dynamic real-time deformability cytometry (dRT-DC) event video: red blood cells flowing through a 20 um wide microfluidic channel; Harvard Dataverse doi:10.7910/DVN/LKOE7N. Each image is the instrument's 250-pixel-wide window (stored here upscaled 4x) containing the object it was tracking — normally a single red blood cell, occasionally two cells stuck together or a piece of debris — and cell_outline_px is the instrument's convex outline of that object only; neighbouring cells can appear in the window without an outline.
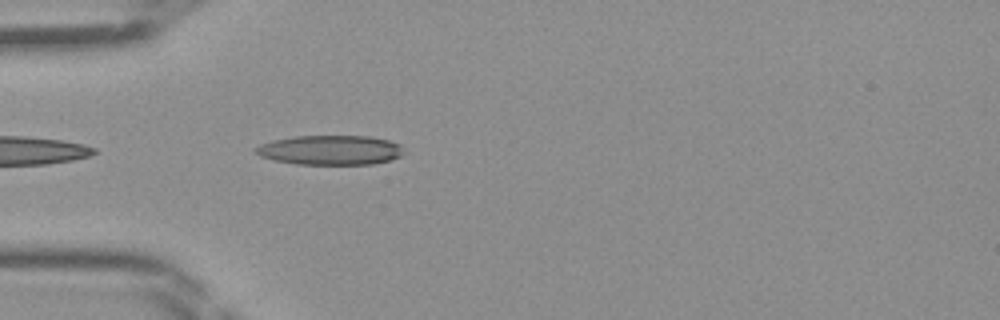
{"species": "Egyptian fruit bat (a non-hibernating species)", "species_latin": "Rousettus aegyptiacus", "temperature_condition": "room temperature", "stored_images_in_passage": 34, "camera_frame_rate_fps": 3000, "um_per_image_px": 0.085, "frame": {"image": 1, "passage_image": 2, "time_ms": 0.333, "image_size_px": [1000, 320], "cell_outline_px": [[404, 152], [400, 156], [388, 160], [372, 164], [296, 164], [272, 160], [260, 156], [252, 152], [252, 148], [260, 144], [272, 140], [296, 136], [368, 136], [388, 140], [400, 144], [404, 148]], "centroid_in_image_um": [28.02, 12.75], "position_along_channel_um": 57.0, "area_um2": 25.72}}
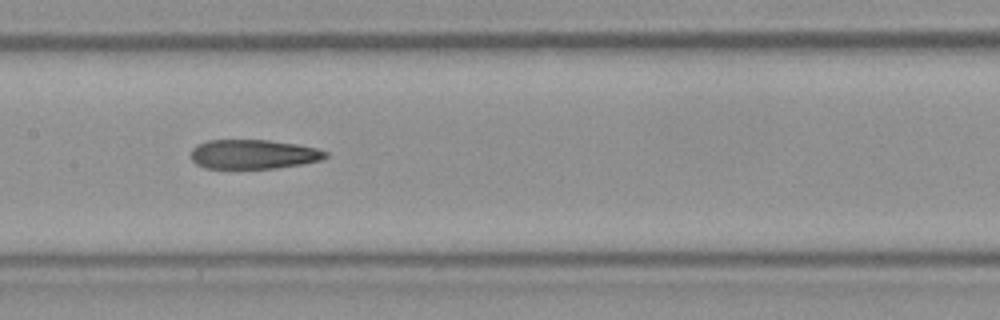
{"frame": {"image": 2, "passage_image": 11, "time_ms": 3.333, "image_size_px": [1000, 320], "cell_outline_px": [[328, 156], [320, 160], [304, 164], [276, 168], [204, 168], [196, 164], [192, 160], [192, 148], [196, 144], [208, 140], [268, 140], [296, 144], [316, 148], [328, 152]], "centroid_in_image_um": [21.54, 13.11], "position_along_channel_um": 185.9, "area_um2": 23.06}}
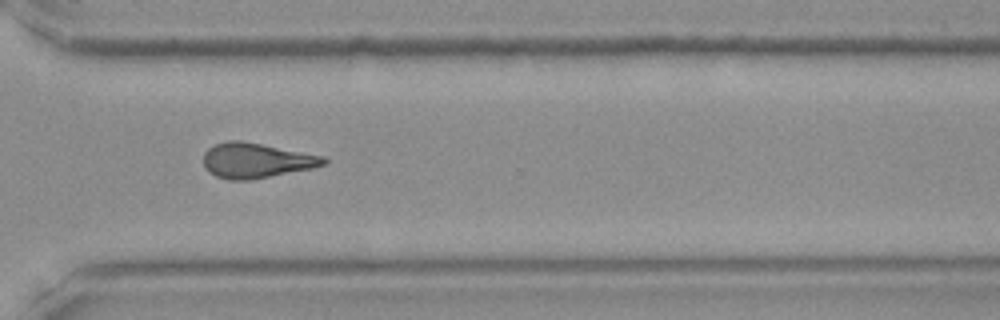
{"frame": {"image": 3, "passage_image": 22, "time_ms": 7.0, "image_size_px": [1000, 320], "cell_outline_px": [[328, 164], [312, 168], [248, 180], [228, 180], [216, 176], [208, 172], [204, 168], [204, 152], [208, 148], [216, 144], [228, 140], [240, 140], [324, 156], [328, 160]], "centroid_in_image_um": [21.76, 13.64], "position_along_channel_um": 348.8, "area_um2": 24.45}}